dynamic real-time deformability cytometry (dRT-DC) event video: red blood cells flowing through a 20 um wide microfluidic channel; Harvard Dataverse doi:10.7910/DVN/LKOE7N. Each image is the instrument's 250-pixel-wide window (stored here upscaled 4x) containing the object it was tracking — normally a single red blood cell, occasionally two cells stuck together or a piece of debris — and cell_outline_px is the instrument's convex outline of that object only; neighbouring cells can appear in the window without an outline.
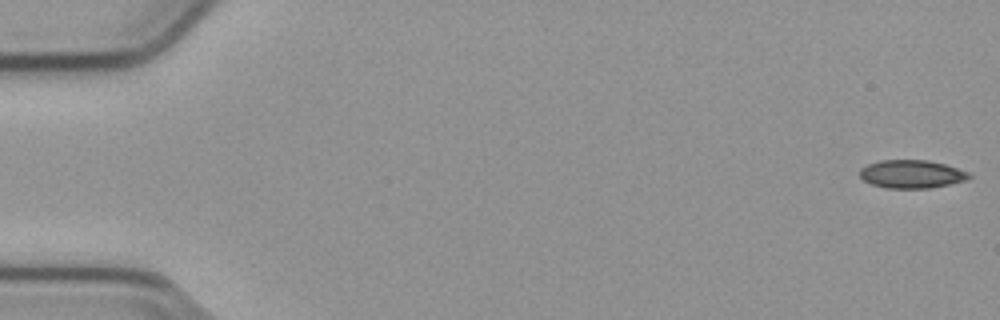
{"species": "common noctule bat (a hibernating species)", "species_latin": "Nyctalus noctula", "temperature_condition": "cold", "stored_images_in_passage": 54, "camera_frame_rate_fps": 3000, "um_per_image_px": 0.085, "animal": {"sex": "male", "body_mass_g": 23.1, "forearm_length_mm": 52.7}, "frame": {"image": 1, "passage_image": 1, "time_ms": 0.0, "image_size_px": [1000, 320], "cell_outline_px": [[972, 176], [968, 180], [928, 188], [888, 188], [872, 184], [864, 180], [860, 176], [860, 168], [868, 164], [880, 160], [928, 160], [944, 164], [968, 172]], "centroid_in_image_um": [77.49, 14.79], "position_along_channel_um": 7.5, "area_um2": 17.8}}
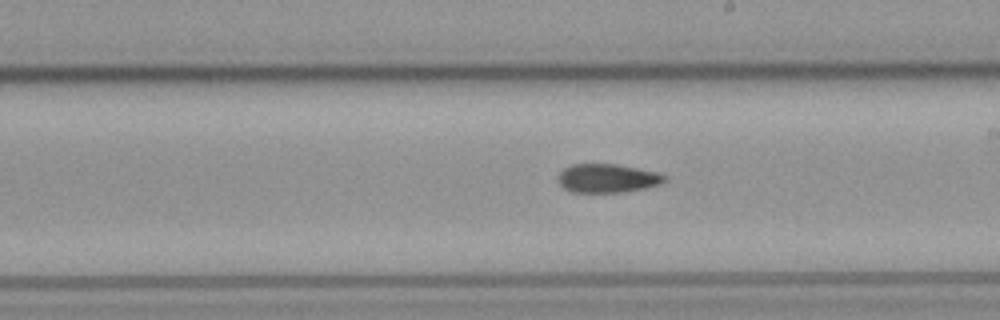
{"frame": {"image": 2, "passage_image": 31, "time_ms": 10.0, "image_size_px": [1000, 320], "cell_outline_px": [[668, 180], [660, 184], [644, 188], [624, 192], [572, 192], [564, 188], [560, 184], [560, 172], [564, 168], [572, 164], [616, 164], [656, 172], [668, 176]], "centroid_in_image_um": [51.67, 15.15], "position_along_channel_um": 237.3, "area_um2": 17.69}}
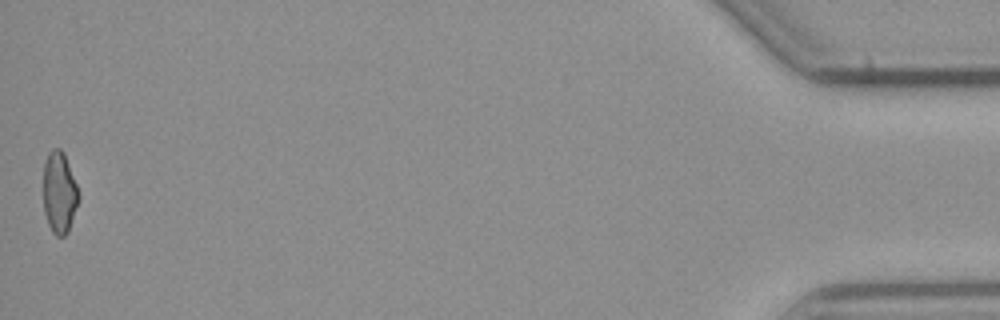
{"frame": {"image": 3, "passage_image": 54, "time_ms": 17.667, "image_size_px": [1000, 320], "cell_outline_px": [[80, 200], [68, 232], [64, 236], [56, 236], [52, 232], [48, 224], [44, 212], [44, 164], [48, 152], [52, 148], [60, 148], [64, 152], [80, 192]], "centroid_in_image_um": [5.07, 16.37], "position_along_channel_um": 430.1, "area_um2": 17.11}, "authors_computed_cell_mechanics": {"area_um2": 18.1781, "velocity_mm_per_s": 3.8118, "shape_relaxation_time_tau1_ms": null, "shape_relaxation_time_tau2_ms": 5.5922, "deformation_change_tau1": null, "deformation_change_tau2": 0.1142}}